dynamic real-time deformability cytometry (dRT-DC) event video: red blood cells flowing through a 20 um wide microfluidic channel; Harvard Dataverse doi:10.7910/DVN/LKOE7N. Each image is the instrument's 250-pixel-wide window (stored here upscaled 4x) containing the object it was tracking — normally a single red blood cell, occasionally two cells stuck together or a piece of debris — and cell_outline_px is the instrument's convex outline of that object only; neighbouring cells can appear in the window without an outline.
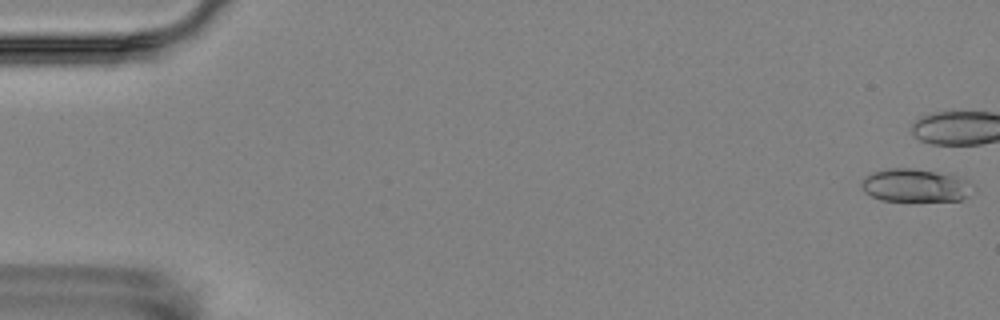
{"species": "Egyptian fruit bat (a non-hibernating species)", "species_latin": "Rousettus aegyptiacus", "temperature_condition": "room temperature", "stored_images_in_passage": 12, "camera_frame_rate_fps": 3000, "um_per_image_px": 0.085, "animal": {"sex": "female"}, "frame": {"image": 1, "passage_image": 1, "time_ms": 0.0, "image_size_px": [1000, 320], "cell_outline_px": [[968, 196], [960, 200], [880, 200], [864, 192], [860, 184], [872, 172], [888, 168], [912, 168], [952, 176], [960, 180]], "centroid_in_image_um": [77.57, 15.76], "position_along_channel_um": 7.4, "area_um2": 20.06}}
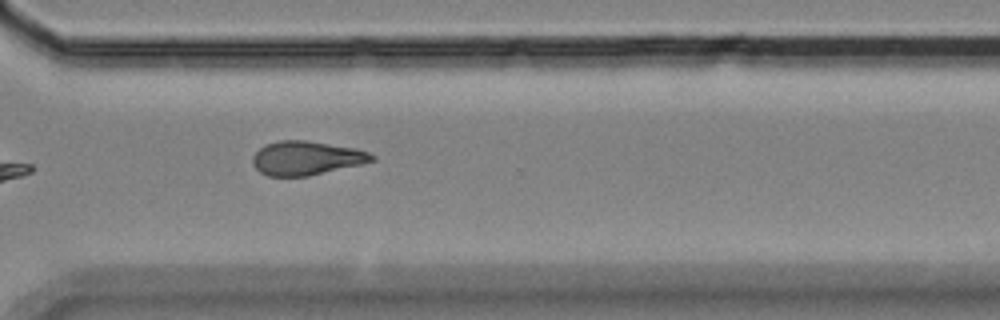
{"frame": {"image": 2, "passage_image": 12, "time_ms": 14.333, "image_size_px": [1000, 320], "cell_outline_px": [[376, 160], [360, 164], [308, 176], [268, 176], [260, 172], [252, 164], [252, 156], [264, 144], [280, 140], [308, 140], [356, 148], [368, 152], [376, 156]], "centroid_in_image_um": [26.03, 13.42], "position_along_channel_um": 344.6, "area_um2": 23.64}}